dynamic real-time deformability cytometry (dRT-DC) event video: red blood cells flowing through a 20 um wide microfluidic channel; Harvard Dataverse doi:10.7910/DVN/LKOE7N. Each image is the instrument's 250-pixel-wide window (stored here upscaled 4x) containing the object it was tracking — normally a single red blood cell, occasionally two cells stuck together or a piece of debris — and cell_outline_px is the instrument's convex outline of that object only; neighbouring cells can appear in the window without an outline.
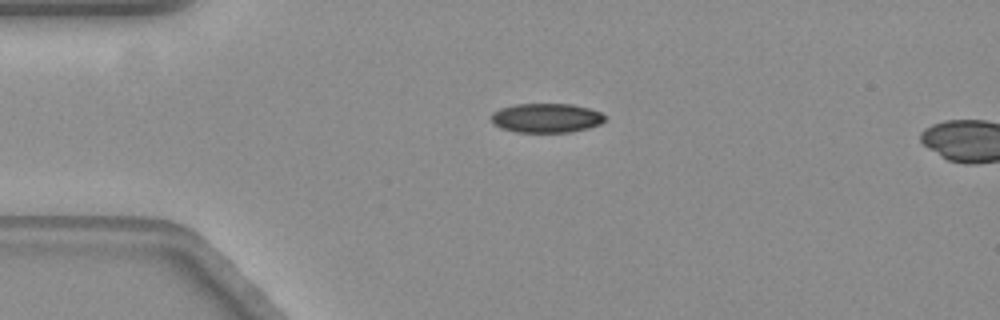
{"species": "common noctule bat (a hibernating species)", "species_latin": "Nyctalus noctula", "temperature_condition": "warm", "stored_images_in_passage": 4, "camera_frame_rate_fps": 3000, "um_per_image_px": 0.085, "animal": {"sex": "female", "body_mass_g": 19.3, "forearm_length_mm": 54.1}, "frame": {"image": 1, "passage_image": 1, "time_ms": 0.0, "image_size_px": [1000, 320], "cell_outline_px": [[604, 120], [600, 124], [588, 128], [568, 132], [516, 132], [504, 128], [496, 124], [492, 120], [492, 112], [500, 108], [512, 104], [572, 104], [588, 108], [600, 112], [604, 116]], "centroid_in_image_um": [46.44, 10.02], "position_along_channel_um": 38.6, "area_um2": 19.19}}